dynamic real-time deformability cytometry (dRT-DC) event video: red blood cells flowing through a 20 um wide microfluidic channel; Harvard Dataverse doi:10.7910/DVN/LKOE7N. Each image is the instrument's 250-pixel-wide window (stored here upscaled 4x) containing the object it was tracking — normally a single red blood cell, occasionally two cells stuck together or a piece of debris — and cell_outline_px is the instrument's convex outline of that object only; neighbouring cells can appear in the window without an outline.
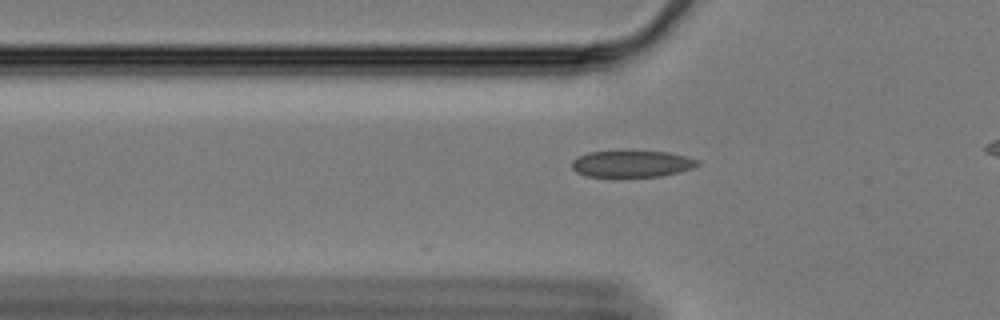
{"species": "Egyptian fruit bat (a non-hibernating species)", "species_latin": "Rousettus aegyptiacus", "temperature_condition": "cold", "stored_images_in_passage": 24, "camera_frame_rate_fps": 3000, "um_per_image_px": 0.085, "animal": {"sex": "female"}, "frame": {"image": 1, "passage_image": 3, "time_ms": 0.667, "image_size_px": [1000, 320], "cell_outline_px": [[700, 164], [692, 168], [680, 172], [660, 176], [620, 180], [584, 176], [576, 172], [572, 168], [572, 160], [576, 156], [588, 152], [620, 148], [668, 152], [700, 160]], "centroid_in_image_um": [53.62, 13.93], "position_along_channel_um": 72.2, "area_um2": 21.5}}
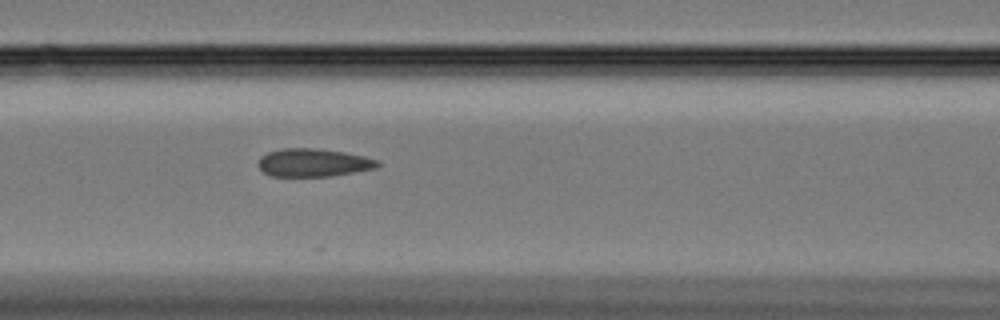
{"frame": {"image": 2, "passage_image": 9, "time_ms": 2.667, "image_size_px": [1000, 320], "cell_outline_px": [[380, 164], [376, 168], [332, 176], [272, 176], [264, 172], [256, 164], [260, 156], [268, 152], [284, 148], [316, 148], [344, 152], [364, 156], [380, 160]], "centroid_in_image_um": [26.63, 13.82], "position_along_channel_um": 140.0, "area_um2": 19.59}}
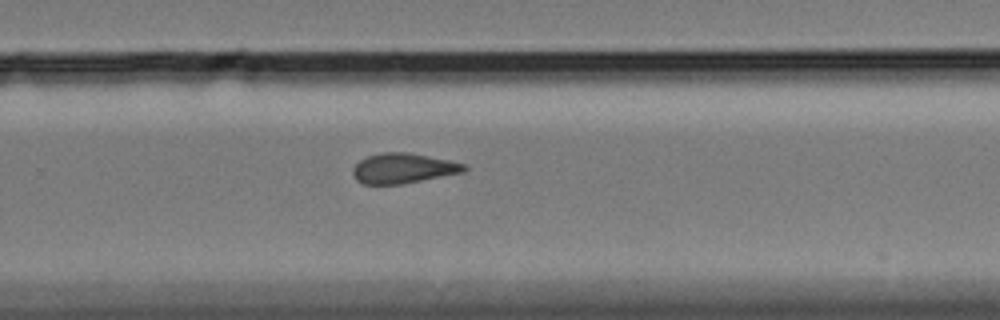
{"frame": {"image": 3, "passage_image": 23, "time_ms": 7.333, "image_size_px": [1000, 320], "cell_outline_px": [[468, 168], [464, 172], [400, 184], [364, 184], [356, 180], [352, 172], [352, 168], [360, 160], [368, 156], [380, 152], [408, 152], [448, 160], [464, 164]], "centroid_in_image_um": [34.24, 14.3], "position_along_channel_um": 295.6, "area_um2": 19.36}}